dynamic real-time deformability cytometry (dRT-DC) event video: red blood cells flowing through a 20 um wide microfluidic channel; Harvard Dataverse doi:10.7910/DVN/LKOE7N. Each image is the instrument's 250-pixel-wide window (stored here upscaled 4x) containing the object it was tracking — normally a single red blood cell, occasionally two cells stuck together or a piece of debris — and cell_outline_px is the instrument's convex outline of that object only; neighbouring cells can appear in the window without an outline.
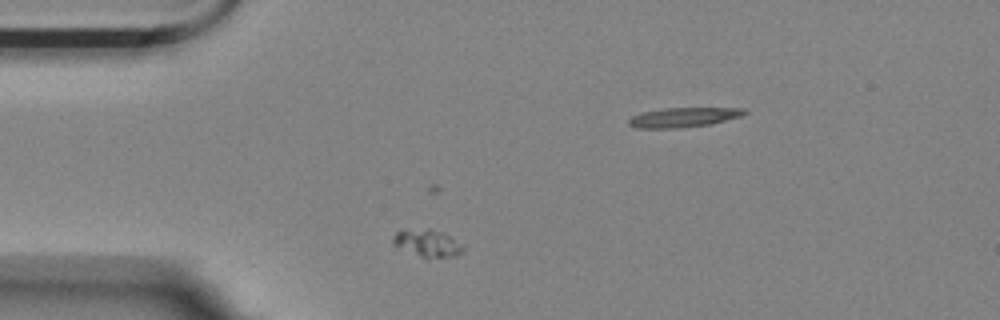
{"species": "Egyptian fruit bat (a non-hibernating species)", "species_latin": "Rousettus aegyptiacus", "temperature_condition": "room temperature", "stored_images_in_passage": 29, "camera_frame_rate_fps": 3000, "um_per_image_px": 0.085, "animal": {"sex": "female"}, "frame": {"image": 1, "passage_image": 1, "time_ms": 0.0, "image_size_px": [1000, 320], "cell_outline_px": [[464, 252], [456, 256], [420, 256], [392, 244], [392, 240], [396, 232], [428, 228], [444, 232], [464, 248]], "centroid_in_image_um": [36.34, 20.65], "position_along_channel_um": 48.7, "area_um2": 10.58}}
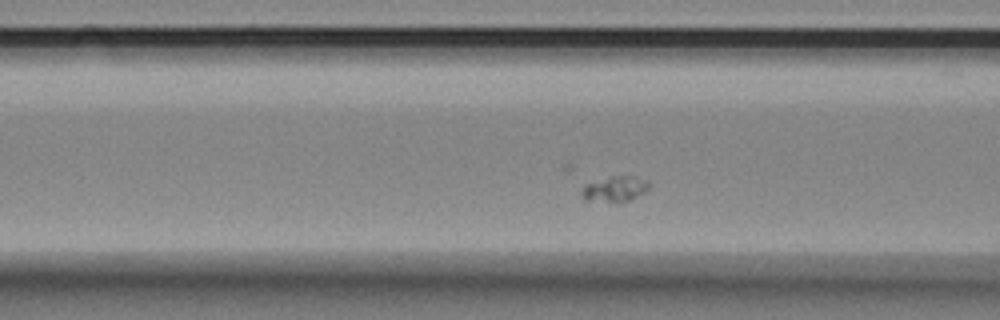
{"frame": {"image": 2, "passage_image": 8, "time_ms": 2.333, "image_size_px": [1000, 320], "cell_outline_px": [[652, 184], [644, 192], [628, 200], [616, 204], [584, 200], [580, 196], [580, 192], [584, 184], [612, 176], [632, 176], [652, 180]], "centroid_in_image_um": [52.25, 16.08], "position_along_channel_um": 114.3, "area_um2": 10.46}}